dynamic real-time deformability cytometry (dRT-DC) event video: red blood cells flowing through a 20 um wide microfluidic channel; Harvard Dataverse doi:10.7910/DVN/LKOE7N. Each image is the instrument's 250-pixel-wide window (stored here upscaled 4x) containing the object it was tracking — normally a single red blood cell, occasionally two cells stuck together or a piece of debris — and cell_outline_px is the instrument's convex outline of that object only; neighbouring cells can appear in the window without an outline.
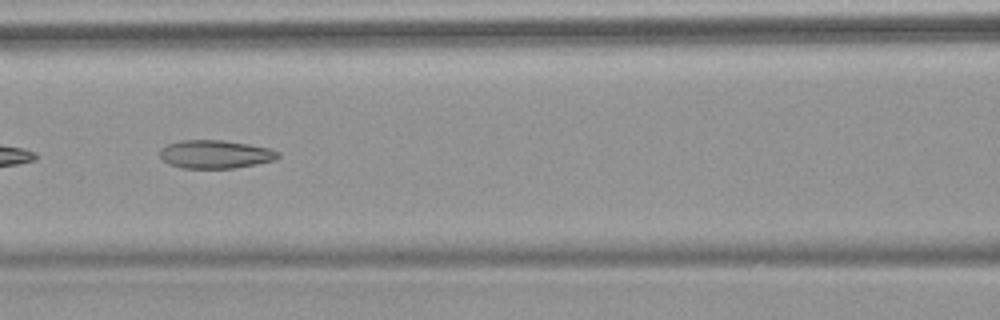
{"species": "common noctule bat (a hibernating species)", "species_latin": "Nyctalus noctula", "temperature_condition": "warm", "stored_images_in_passage": 7, "camera_frame_rate_fps": 3000, "um_per_image_px": 0.085, "animal": {"sex": "female", "body_mass_g": 18.4}, "frame": {"image": 1, "passage_image": 6, "time_ms": 6.0, "image_size_px": [1000, 320], "cell_outline_px": [[280, 156], [276, 160], [256, 164], [232, 168], [180, 168], [168, 164], [160, 156], [160, 148], [168, 144], [180, 140], [224, 140], [248, 144], [268, 148], [280, 152]], "centroid_in_image_um": [18.3, 13.11], "position_along_channel_um": 148.3, "area_um2": 19.54}}
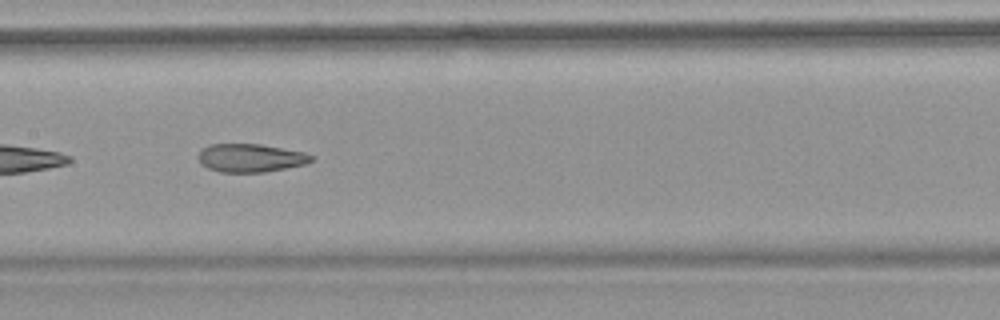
{"frame": {"image": 2, "passage_image": 7, "time_ms": 7.0, "image_size_px": [1000, 320], "cell_outline_px": [[312, 160], [304, 164], [264, 172], [220, 172], [208, 168], [200, 164], [196, 156], [200, 148], [208, 144], [260, 144], [304, 152], [312, 156]], "centroid_in_image_um": [21.19, 13.41], "position_along_channel_um": 186.2, "area_um2": 18.67}}